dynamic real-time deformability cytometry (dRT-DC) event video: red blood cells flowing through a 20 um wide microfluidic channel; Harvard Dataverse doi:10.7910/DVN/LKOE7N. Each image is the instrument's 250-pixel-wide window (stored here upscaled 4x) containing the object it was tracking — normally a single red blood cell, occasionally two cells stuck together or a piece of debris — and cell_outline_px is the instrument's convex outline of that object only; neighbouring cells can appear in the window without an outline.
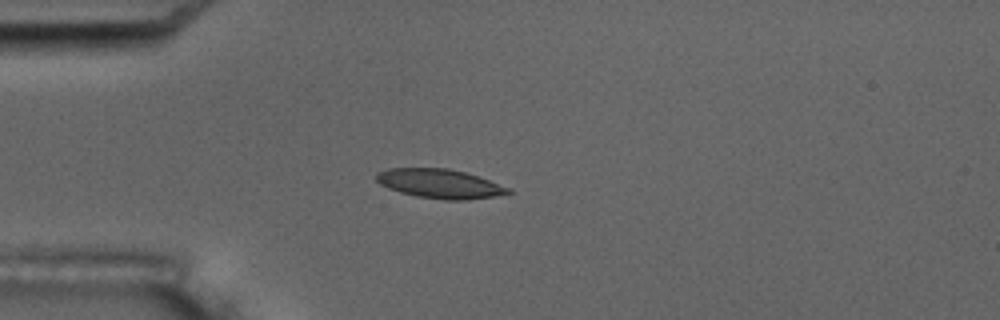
{"species": "common noctule bat (a hibernating species)", "species_latin": "Nyctalus noctula", "temperature_condition": "room temperature", "stored_images_in_passage": 5, "camera_frame_rate_fps": 3000, "um_per_image_px": 0.085, "animal": {"sex": "male", "body_mass_g": 17.5, "forearm_length_mm": 52.3}, "frame": {"image": 1, "passage_image": 3, "time_ms": 3.333, "image_size_px": [1000, 320], "cell_outline_px": [[512, 192], [492, 196], [464, 200], [444, 200], [416, 196], [400, 192], [388, 188], [380, 184], [376, 180], [376, 172], [388, 168], [448, 168], [464, 172], [512, 188]], "centroid_in_image_um": [37.34, 15.61], "position_along_channel_um": 47.7, "area_um2": 22.31}}